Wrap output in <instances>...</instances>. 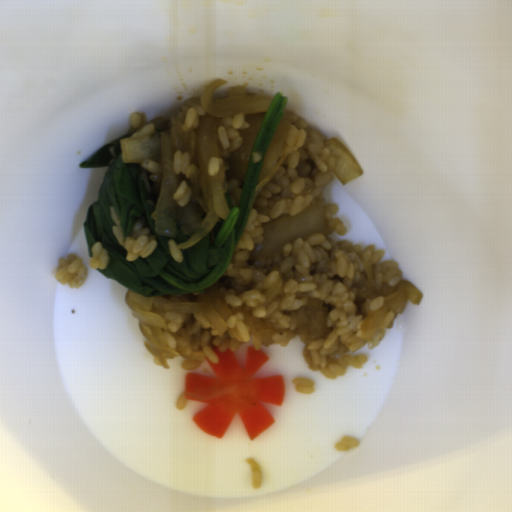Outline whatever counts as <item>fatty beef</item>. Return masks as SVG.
<instances>
[{"mask_svg":"<svg viewBox=\"0 0 512 512\" xmlns=\"http://www.w3.org/2000/svg\"><path fill=\"white\" fill-rule=\"evenodd\" d=\"M255 285L254 281L224 276L207 288L206 295L216 315L222 319L233 315L244 317V324L254 337L256 350L272 345H287L294 337H298L304 345L310 344L325 339L330 333L328 316L333 306L319 297L308 300L298 310L280 309L270 318L256 317L253 307L245 303L236 306L226 301L227 295L246 292Z\"/></svg>","mask_w":512,"mask_h":512,"instance_id":"1","label":"fatty beef"}]
</instances>
